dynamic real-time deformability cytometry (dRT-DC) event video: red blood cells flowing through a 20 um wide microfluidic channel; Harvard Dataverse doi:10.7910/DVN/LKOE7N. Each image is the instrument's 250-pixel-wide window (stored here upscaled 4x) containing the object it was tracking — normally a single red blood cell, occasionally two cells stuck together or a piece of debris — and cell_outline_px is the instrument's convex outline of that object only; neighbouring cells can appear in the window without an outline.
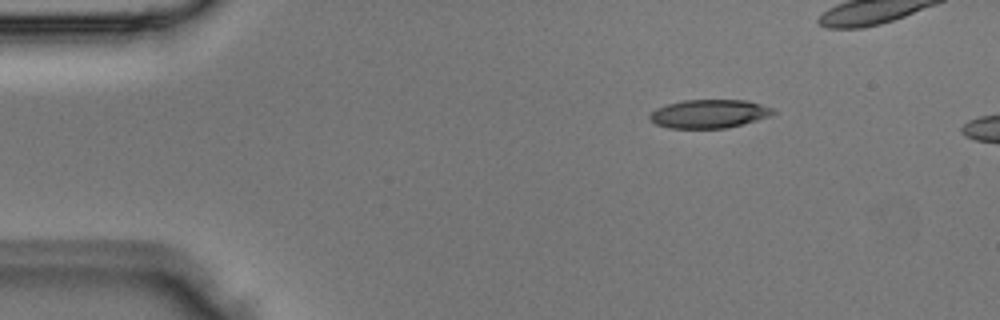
{"species": "Egyptian fruit bat (a non-hibernating species)", "species_latin": "Rousettus aegyptiacus", "temperature_condition": "room temperature", "stored_images_in_passage": 5, "segment_of_instrument_passage": [2, 2], "camera_frame_rate_fps": 3000, "um_per_image_px": 0.085, "animal": {"sex": "male"}, "frame": {"image": 1, "passage_image": 5, "time_ms": 1.333, "image_size_px": [1000, 320], "cell_outline_px": [[776, 112], [768, 116], [756, 120], [724, 128], [668, 128], [656, 124], [648, 116], [656, 108], [668, 104], [684, 100], [748, 100], [772, 108]], "centroid_in_image_um": [60.26, 9.66], "position_along_channel_um": 24.7, "area_um2": 20.23}}